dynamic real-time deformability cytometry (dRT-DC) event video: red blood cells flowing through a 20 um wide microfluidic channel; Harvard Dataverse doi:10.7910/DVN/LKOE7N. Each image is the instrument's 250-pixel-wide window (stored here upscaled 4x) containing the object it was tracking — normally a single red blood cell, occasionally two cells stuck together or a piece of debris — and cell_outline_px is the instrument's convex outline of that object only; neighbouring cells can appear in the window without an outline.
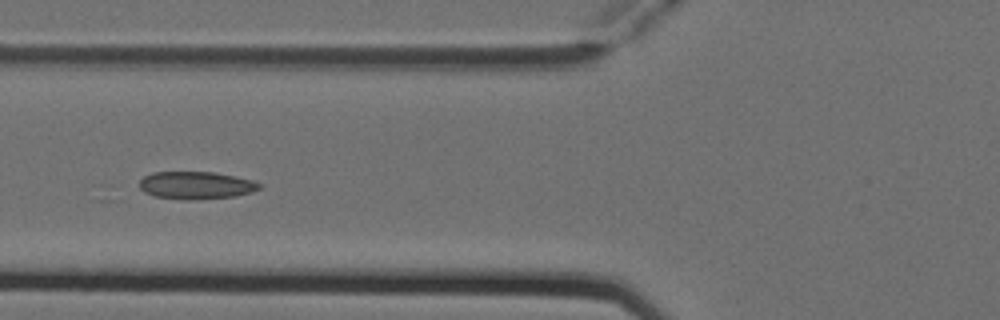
{"species": "Egyptian fruit bat (a non-hibernating species)", "species_latin": "Rousettus aegyptiacus", "temperature_condition": "cold", "stored_images_in_passage": 7, "camera_frame_rate_fps": 3000, "um_per_image_px": 0.085, "animal": {"sex": "female"}, "frame": {"image": 1, "passage_image": 4, "time_ms": 1.0, "image_size_px": [1000, 320], "cell_outline_px": [[264, 184], [260, 188], [252, 192], [236, 196], [196, 200], [188, 200], [152, 196], [144, 192], [140, 188], [140, 180], [144, 176], [152, 172], [216, 172], [252, 180]], "centroid_in_image_um": [16.68, 15.75], "position_along_channel_um": 109.1, "area_um2": 19.48}}
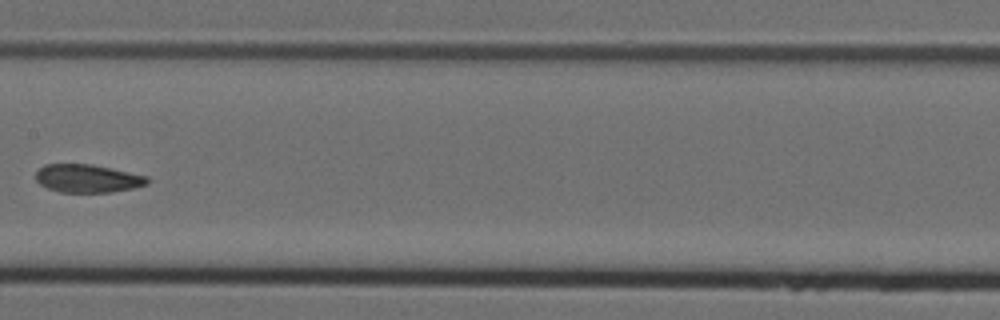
{"frame": {"image": 2, "passage_image": 6, "time_ms": 1.667, "image_size_px": [1000, 320], "cell_outline_px": [[148, 184], [132, 188], [112, 192], [60, 192], [48, 188], [40, 184], [36, 180], [36, 172], [44, 164], [92, 164], [112, 168], [148, 176]], "centroid_in_image_um": [7.44, 15.16], "position_along_channel_um": 200.0, "area_um2": 18.26}}
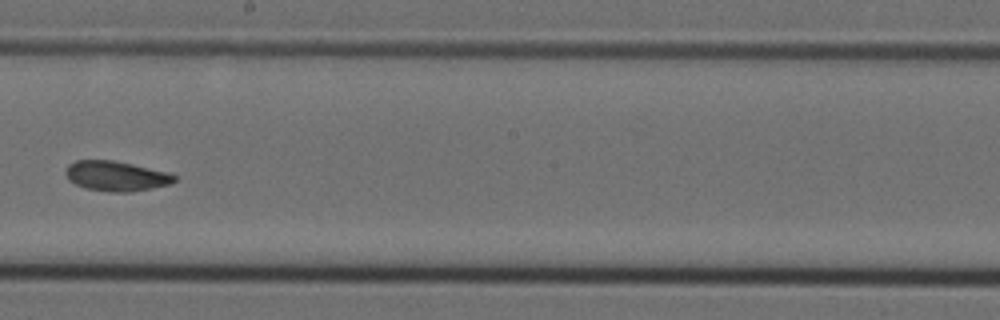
{"frame": {"image": 3, "passage_image": 7, "time_ms": 2.0, "image_size_px": [1000, 320], "cell_outline_px": [[176, 180], [172, 184], [132, 192], [112, 192], [84, 188], [68, 180], [64, 172], [68, 164], [76, 160], [112, 160], [132, 164], [168, 172], [176, 176]], "centroid_in_image_um": [9.86, 14.97], "position_along_channel_um": 238.3, "area_um2": 19.13}}